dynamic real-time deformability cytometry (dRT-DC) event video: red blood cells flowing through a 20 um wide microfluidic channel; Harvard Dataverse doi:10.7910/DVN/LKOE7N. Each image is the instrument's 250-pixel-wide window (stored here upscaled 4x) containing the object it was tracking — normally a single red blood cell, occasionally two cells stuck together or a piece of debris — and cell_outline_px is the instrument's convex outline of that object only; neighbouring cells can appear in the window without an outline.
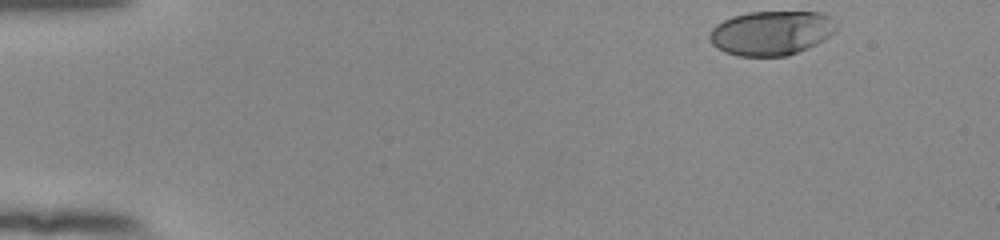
{"species": "human", "species_latin": "Homo sapiens", "temperature_condition": "room temperature", "stored_images_in_passage": 49, "camera_frame_rate_fps": 3000, "um_per_image_px": 0.085, "donor": {"sex": "female"}, "frame": {"image": 1, "passage_image": 1, "time_ms": 0.0, "image_size_px": [1000, 240], "cell_outline_px": [[836, 32], [824, 40], [808, 48], [788, 56], [740, 56], [724, 52], [716, 48], [712, 44], [708, 36], [712, 28], [716, 24], [732, 16], [748, 12], [824, 12], [836, 20]], "centroid_in_image_um": [65.58, 2.8], "position_along_channel_um": 19.4, "area_um2": 33.18}}
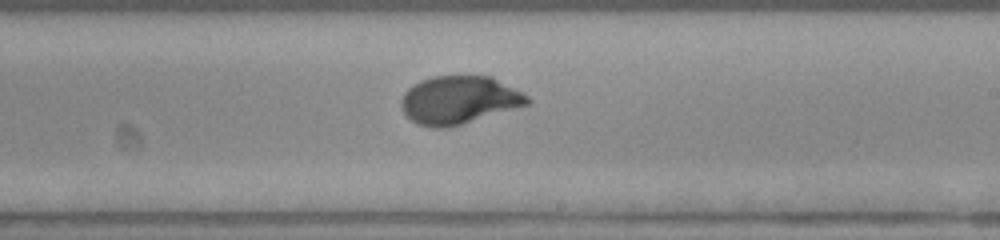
{"frame": {"image": 2, "passage_image": 28, "time_ms": 9.0, "image_size_px": [1000, 240], "cell_outline_px": [[532, 104], [448, 128], [428, 128], [416, 124], [400, 108], [400, 100], [404, 92], [412, 84], [420, 80], [432, 76], [492, 76], [528, 96], [532, 100]], "centroid_in_image_um": [39.01, 8.51], "position_along_channel_um": 250.0, "area_um2": 35.72}}
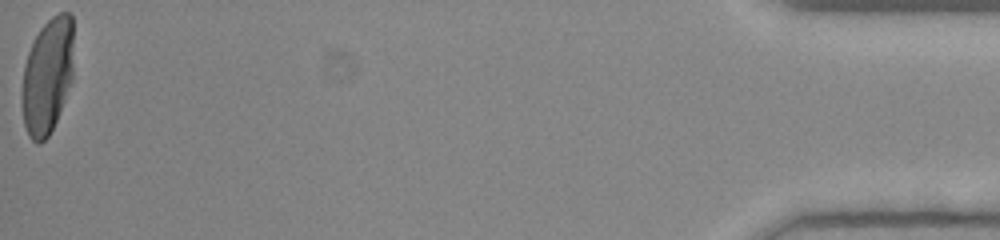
{"frame": {"image": 3, "passage_image": 49, "time_ms": 16.0, "image_size_px": [1000, 240], "cell_outline_px": [[72, 80], [56, 120], [48, 136], [40, 144], [36, 144], [28, 136], [24, 124], [24, 64], [28, 52], [40, 28], [52, 16], [60, 12], [68, 12], [72, 16]], "centroid_in_image_um": [4.05, 6.44], "position_along_channel_um": 431.2, "area_um2": 34.1}, "authors_computed_cell_mechanics": {"area_um2": 34.9112, "velocity_mm_per_s": 3.8651, "shape_relaxation_time_tau1_ms": 3.9962, "shape_relaxation_time_tau2_ms": null, "deformation_change_tau1": 0.212, "deformation_change_tau2": null}}